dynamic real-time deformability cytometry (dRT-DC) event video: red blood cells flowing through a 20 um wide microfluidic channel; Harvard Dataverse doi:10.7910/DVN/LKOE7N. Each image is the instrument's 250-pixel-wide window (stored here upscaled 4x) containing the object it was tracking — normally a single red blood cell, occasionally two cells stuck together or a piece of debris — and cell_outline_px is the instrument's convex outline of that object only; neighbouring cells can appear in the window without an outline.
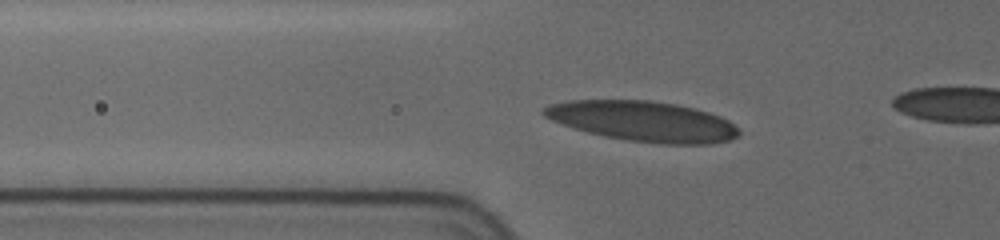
{"species": "human", "species_latin": "Homo sapiens", "temperature_condition": "cold", "stored_images_in_passage": 13, "camera_frame_rate_fps": 3000, "um_per_image_px": 0.085, "donor": {"sex": "female"}, "frame": {"image": 1, "passage_image": 11, "time_ms": 4.0, "image_size_px": [1000, 240], "cell_outline_px": [[740, 136], [732, 140], [712, 144], [660, 144], [628, 140], [604, 136], [572, 128], [552, 120], [544, 116], [540, 112], [548, 104], [568, 100], [648, 100], [676, 104], [708, 112], [720, 116], [728, 120], [740, 132]], "centroid_in_image_um": [54.65, 10.31], "position_along_channel_um": 71.1, "area_um2": 45.89}}